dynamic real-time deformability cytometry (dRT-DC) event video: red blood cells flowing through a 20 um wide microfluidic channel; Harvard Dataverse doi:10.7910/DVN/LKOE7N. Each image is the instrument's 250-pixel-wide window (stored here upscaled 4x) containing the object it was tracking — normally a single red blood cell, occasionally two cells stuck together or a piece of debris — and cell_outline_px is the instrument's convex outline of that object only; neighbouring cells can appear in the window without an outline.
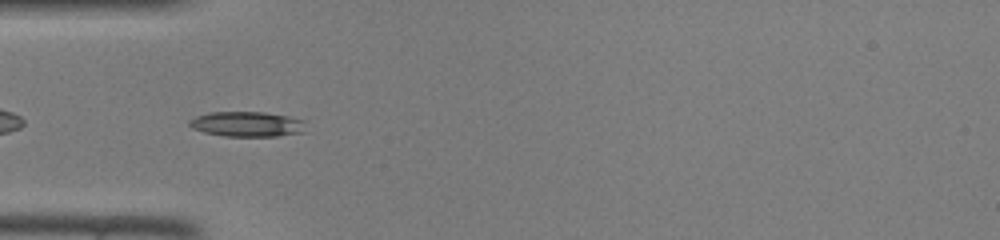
{"species": "common noctule bat (a hibernating species)", "species_latin": "Nyctalus noctula", "temperature_condition": "room temperature", "stored_images_in_passage": 46, "camera_frame_rate_fps": 3000, "um_per_image_px": 0.085, "animal": {"sex": "female", "body_mass_g": 22.0, "forearm_length_mm": 56.7}, "frame": {"image": 1, "passage_image": 14, "time_ms": 4.333, "image_size_px": [1000, 240], "cell_outline_px": [[304, 132], [276, 136], [224, 136], [204, 132], [192, 128], [188, 124], [188, 120], [196, 116], [208, 112], [264, 112], [288, 116], [304, 120]], "centroid_in_image_um": [20.97, 10.54], "position_along_channel_um": 64.0, "area_um2": 17.05}}
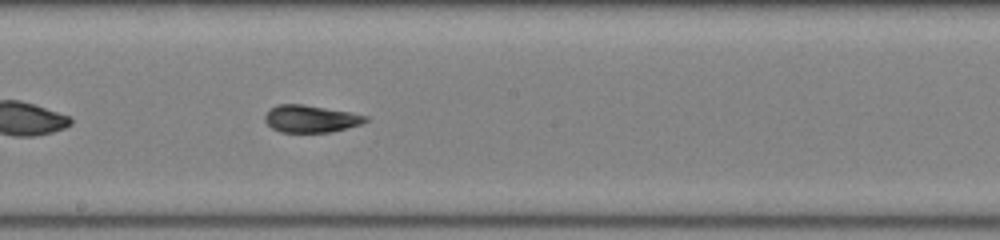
{"frame": {"image": 2, "passage_image": 25, "time_ms": 8.0, "image_size_px": [1000, 240], "cell_outline_px": [[368, 120], [360, 124], [332, 132], [280, 132], [272, 128], [264, 120], [264, 116], [276, 104], [304, 104], [348, 112], [368, 116]], "centroid_in_image_um": [26.39, 10.1], "position_along_channel_um": 221.8, "area_um2": 15.84}}
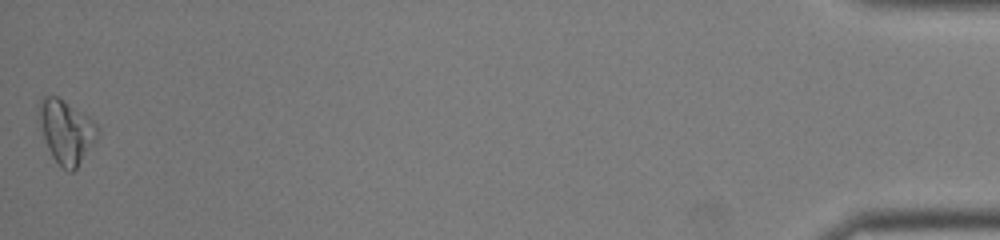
{"frame": {"image": 3, "passage_image": 46, "time_ms": 15.0, "image_size_px": [1000, 240], "cell_outline_px": [[100, 132], [76, 168], [72, 172], [68, 172], [52, 156], [48, 148], [44, 136], [40, 120], [40, 100], [44, 96], [56, 96], [88, 116], [100, 128]], "centroid_in_image_um": [5.66, 11.18], "position_along_channel_um": 429.5, "area_um2": 20.81}}